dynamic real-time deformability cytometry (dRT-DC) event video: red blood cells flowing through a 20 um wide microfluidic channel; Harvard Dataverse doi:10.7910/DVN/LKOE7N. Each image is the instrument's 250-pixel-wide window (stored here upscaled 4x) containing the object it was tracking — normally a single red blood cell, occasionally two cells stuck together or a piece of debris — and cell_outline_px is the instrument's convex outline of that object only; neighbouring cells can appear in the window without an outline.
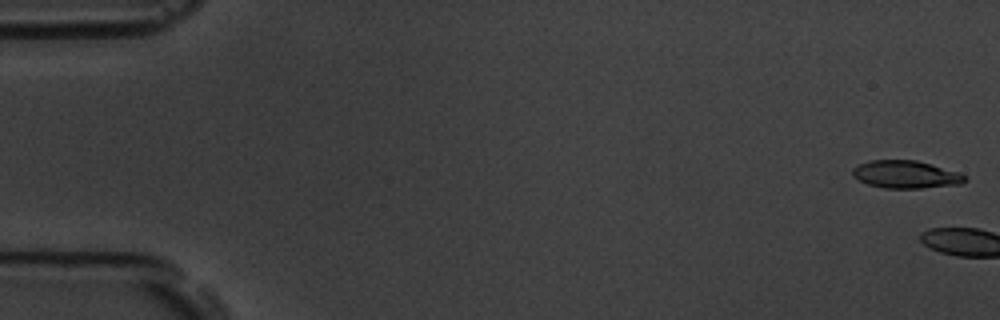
{"species": "common noctule bat (a hibernating species)", "species_latin": "Nyctalus noctula", "temperature_condition": "room temperature", "stored_images_in_passage": 4, "camera_frame_rate_fps": 3000, "um_per_image_px": 0.085, "animal": {"sex": "male", "body_mass_g": 19.5, "forearm_length_mm": 54.6}, "frame": {"image": 1, "passage_image": 1, "time_ms": 0.0, "image_size_px": [1000, 320], "cell_outline_px": [[968, 180], [960, 184], [920, 188], [884, 188], [868, 184], [852, 176], [852, 168], [868, 160], [916, 160], [960, 172], [968, 176]], "centroid_in_image_um": [77.02, 14.82], "position_along_channel_um": 8.0, "area_um2": 18.21}}